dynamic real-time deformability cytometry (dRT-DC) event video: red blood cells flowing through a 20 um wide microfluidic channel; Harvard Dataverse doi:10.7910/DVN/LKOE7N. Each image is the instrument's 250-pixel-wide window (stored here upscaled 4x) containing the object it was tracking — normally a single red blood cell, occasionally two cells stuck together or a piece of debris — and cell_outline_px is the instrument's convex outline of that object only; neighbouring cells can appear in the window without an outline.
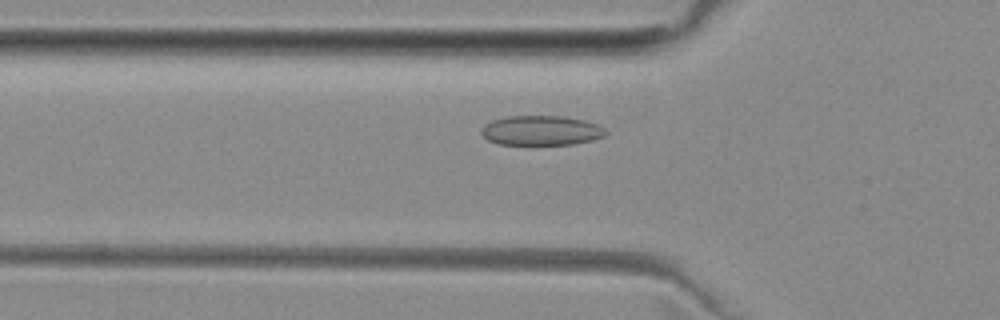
{"species": "common noctule bat (a hibernating species)", "species_latin": "Nyctalus noctula", "temperature_condition": "room temperature", "stored_images_in_passage": 44, "camera_frame_rate_fps": 3000, "um_per_image_px": 0.085, "animal": {"sex": "female", "body_mass_g": 29.2, "forearm_length_mm": 56.3}, "frame": {"image": 1, "passage_image": 9, "time_ms": 2.667, "image_size_px": [1000, 320], "cell_outline_px": [[608, 132], [604, 136], [592, 140], [572, 144], [500, 144], [488, 140], [480, 132], [480, 128], [484, 124], [492, 120], [508, 116], [564, 116], [584, 120], [596, 124], [604, 128]], "centroid_in_image_um": [45.99, 11.08], "position_along_channel_um": 79.8, "area_um2": 21.5}}
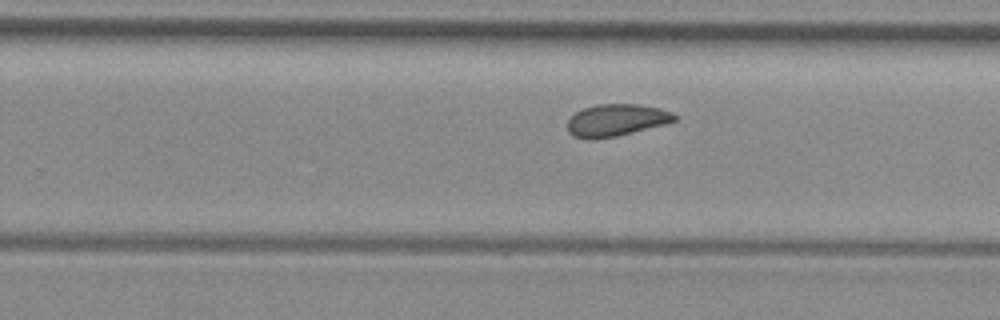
{"frame": {"image": 2, "passage_image": 24, "time_ms": 7.667, "image_size_px": [1000, 320], "cell_outline_px": [[676, 120], [664, 124], [616, 136], [592, 140], [588, 140], [576, 136], [568, 132], [568, 120], [576, 112], [584, 108], [596, 104], [640, 104], [660, 108], [672, 112], [676, 116]], "centroid_in_image_um": [52.37, 10.21], "position_along_channel_um": 277.4, "area_um2": 19.88}}
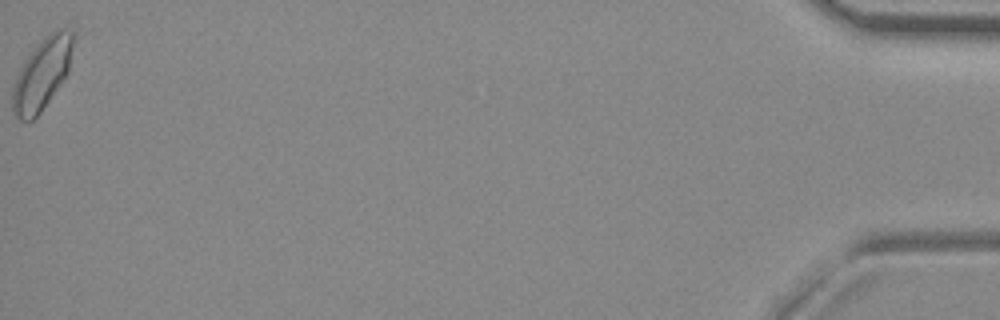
{"frame": {"image": 3, "passage_image": 44, "time_ms": 14.333, "image_size_px": [1000, 320], "cell_outline_px": [[72, 44], [68, 72], [40, 112], [32, 120], [20, 120], [12, 112], [12, 88], [20, 68], [28, 56], [56, 28], [64, 28], [72, 32]], "centroid_in_image_um": [3.54, 6.33], "position_along_channel_um": 431.7, "area_um2": 24.16}, "authors_computed_cell_mechanics": {"area_um2": 20.6057, "velocity_mm_per_s": 3.9452, "shape_relaxation_time_tau1_ms": 7.2558, "shape_relaxation_time_tau2_ms": 2.7303, "deformation_change_tau1": 0.1161, "deformation_change_tau2": 0.0695}}